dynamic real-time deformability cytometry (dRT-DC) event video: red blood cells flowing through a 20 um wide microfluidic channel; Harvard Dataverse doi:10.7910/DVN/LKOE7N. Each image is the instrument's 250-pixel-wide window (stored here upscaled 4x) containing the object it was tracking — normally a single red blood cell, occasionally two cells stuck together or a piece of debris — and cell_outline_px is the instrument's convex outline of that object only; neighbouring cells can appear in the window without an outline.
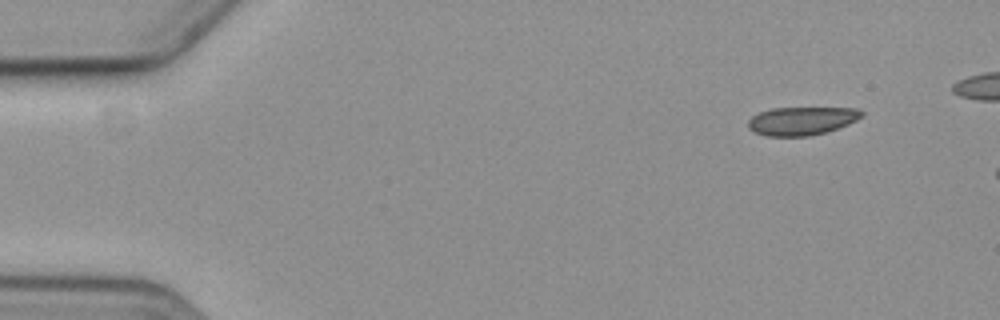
{"species": "common noctule bat (a hibernating species)", "species_latin": "Nyctalus noctula", "temperature_condition": "cold", "stored_images_in_passage": 3, "camera_frame_rate_fps": 3000, "um_per_image_px": 0.085, "animal": {"sex": "female", "body_mass_g": 19.3, "forearm_length_mm": 54.1}, "frame": {"image": 1, "passage_image": 1, "time_ms": 0.0, "image_size_px": [1000, 320], "cell_outline_px": [[864, 116], [848, 124], [824, 132], [808, 136], [764, 136], [752, 132], [748, 128], [748, 120], [752, 116], [760, 112], [772, 108], [856, 108], [864, 112]], "centroid_in_image_um": [68.11, 10.27], "position_along_channel_um": 16.9, "area_um2": 18.73}}